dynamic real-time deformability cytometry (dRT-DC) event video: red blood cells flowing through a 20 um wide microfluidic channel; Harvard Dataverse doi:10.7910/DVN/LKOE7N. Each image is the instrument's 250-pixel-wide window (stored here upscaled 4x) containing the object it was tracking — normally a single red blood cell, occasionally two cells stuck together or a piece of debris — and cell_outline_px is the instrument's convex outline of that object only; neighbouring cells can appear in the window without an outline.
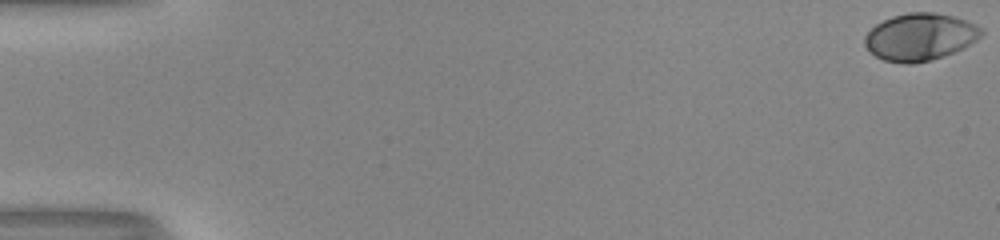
{"species": "human", "species_latin": "Homo sapiens", "temperature_condition": "room temperature", "stored_images_in_passage": 54, "camera_frame_rate_fps": 3000, "um_per_image_px": 0.085, "donor": {"sex": "male"}, "frame": {"image": 1, "passage_image": 1, "time_ms": 0.0, "image_size_px": [1000, 240], "cell_outline_px": [[984, 32], [976, 40], [952, 52], [932, 60], [912, 64], [904, 64], [884, 60], [876, 56], [864, 44], [864, 36], [876, 24], [892, 16], [908, 12], [932, 12], [952, 16], [976, 24]], "centroid_in_image_um": [78.17, 3.13], "position_along_channel_um": 6.8, "area_um2": 31.73}}
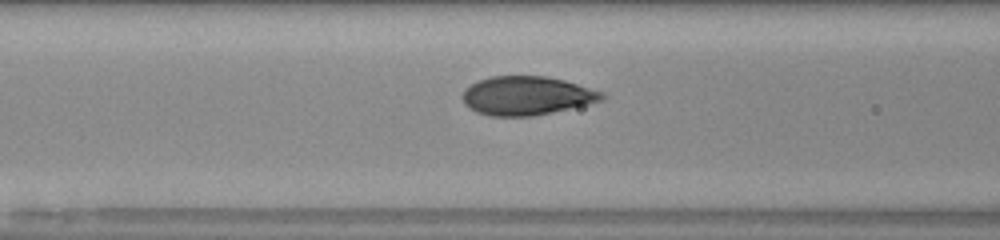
{"frame": {"image": 2, "passage_image": 24, "time_ms": 7.667, "image_size_px": [1000, 240], "cell_outline_px": [[608, 96], [604, 100], [588, 104], [552, 112], [532, 116], [492, 116], [476, 112], [468, 108], [464, 104], [460, 96], [464, 88], [480, 80], [492, 76], [548, 76], [564, 80], [604, 92]], "centroid_in_image_um": [44.76, 8.13], "position_along_channel_um": 121.8, "area_um2": 31.73}}
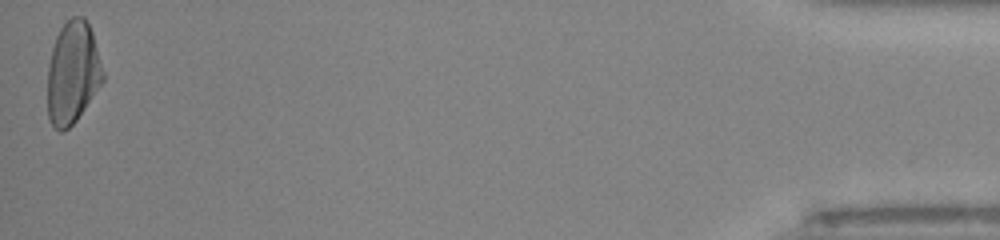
{"frame": {"image": 3, "passage_image": 54, "time_ms": 17.667, "image_size_px": [1000, 240], "cell_outline_px": [[104, 80], [76, 120], [64, 132], [60, 132], [48, 120], [48, 68], [52, 48], [56, 36], [60, 28], [72, 16], [84, 16], [92, 32], [104, 72]], "centroid_in_image_um": [6.18, 6.18], "position_along_channel_um": 429.0, "area_um2": 32.89}, "authors_computed_cell_mechanics": {"area_um2": 31.8189, "velocity_mm_per_s": 4.016, "shape_relaxation_time_tau1_ms": 3.884, "shape_relaxation_time_tau2_ms": null, "deformation_change_tau1": 0.2007, "deformation_change_tau2": null}}